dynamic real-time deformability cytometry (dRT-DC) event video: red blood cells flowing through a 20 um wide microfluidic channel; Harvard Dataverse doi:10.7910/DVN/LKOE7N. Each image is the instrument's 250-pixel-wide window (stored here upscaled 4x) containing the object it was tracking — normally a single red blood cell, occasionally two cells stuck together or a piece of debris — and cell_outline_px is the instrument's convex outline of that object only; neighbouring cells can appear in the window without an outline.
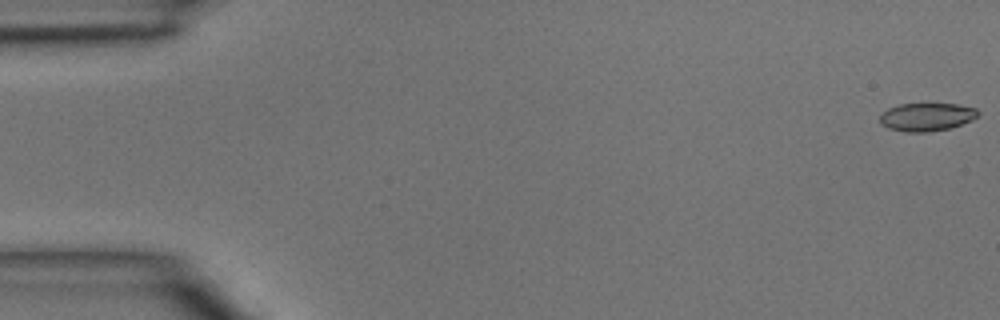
{"species": "common noctule bat (a hibernating species)", "species_latin": "Nyctalus noctula", "temperature_condition": "room temperature", "stored_images_in_passage": 43, "camera_frame_rate_fps": 3000, "um_per_image_px": 0.085, "animal": {"sex": "male", "body_mass_g": 15.6}, "frame": {"image": 1, "passage_image": 1, "time_ms": 0.0, "image_size_px": [1000, 320], "cell_outline_px": [[980, 112], [972, 120], [948, 128], [928, 132], [904, 132], [888, 128], [880, 124], [880, 116], [888, 108], [900, 104], [956, 104], [976, 108]], "centroid_in_image_um": [78.74, 9.94], "position_along_channel_um": 6.3, "area_um2": 15.95}}
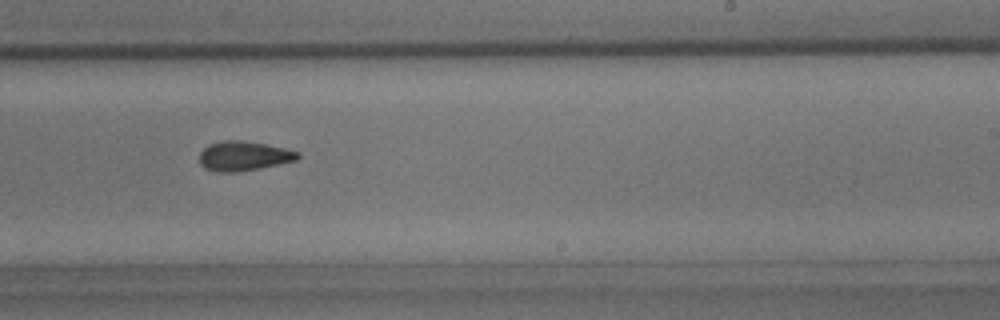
{"frame": {"image": 2, "passage_image": 29, "time_ms": 9.333, "image_size_px": [1000, 320], "cell_outline_px": [[300, 156], [296, 160], [260, 168], [236, 172], [216, 172], [204, 168], [200, 164], [200, 152], [208, 144], [224, 140], [244, 140], [284, 148], [300, 152]], "centroid_in_image_um": [20.69, 13.26], "position_along_channel_um": 268.3, "area_um2": 16.94}}
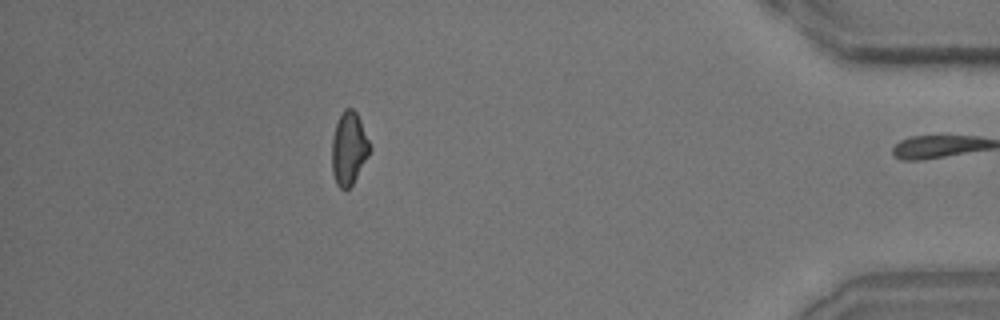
{"frame": {"image": 3, "passage_image": 42, "time_ms": 13.667, "image_size_px": [1000, 320], "cell_outline_px": [[372, 148], [368, 156], [352, 184], [348, 188], [340, 188], [336, 184], [332, 172], [332, 136], [336, 124], [344, 108], [352, 108], [356, 112], [360, 120]], "centroid_in_image_um": [29.65, 12.61], "position_along_channel_um": 405.6, "area_um2": 15.95}}